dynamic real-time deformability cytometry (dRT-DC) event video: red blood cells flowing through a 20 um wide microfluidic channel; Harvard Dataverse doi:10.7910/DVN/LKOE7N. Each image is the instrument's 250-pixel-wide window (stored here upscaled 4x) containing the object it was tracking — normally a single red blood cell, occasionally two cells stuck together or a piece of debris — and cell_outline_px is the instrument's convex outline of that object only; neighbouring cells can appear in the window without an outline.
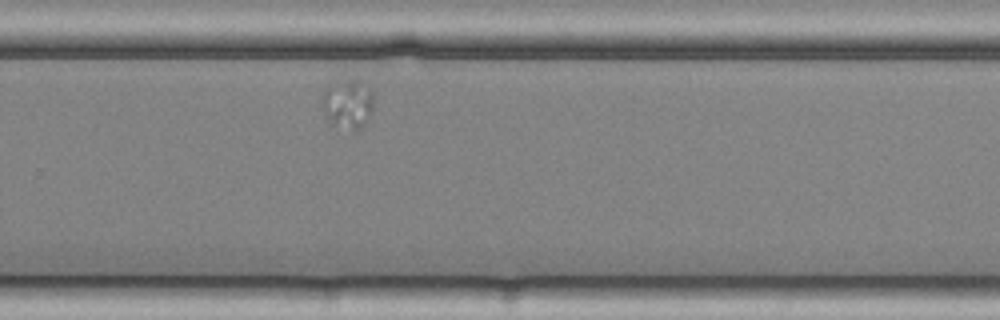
{"species": "common noctule bat (a hibernating species)", "species_latin": "Nyctalus noctula", "temperature_condition": "cold", "stored_images_in_passage": 31, "camera_frame_rate_fps": 3000, "um_per_image_px": 0.085, "animal": {"sex": "female", "body_mass_g": 25.1}, "frame": {"image": 1, "passage_image": 25, "time_ms": 8.0, "image_size_px": [1000, 320], "cell_outline_px": [[372, 112], [364, 124], [356, 132], [332, 124], [324, 116], [320, 108], [320, 100], [328, 84], [348, 76], [352, 76], [360, 80], [368, 88], [372, 96]], "centroid_in_image_um": [29.5, 8.79], "position_along_channel_um": 300.3, "area_um2": 15.49}}